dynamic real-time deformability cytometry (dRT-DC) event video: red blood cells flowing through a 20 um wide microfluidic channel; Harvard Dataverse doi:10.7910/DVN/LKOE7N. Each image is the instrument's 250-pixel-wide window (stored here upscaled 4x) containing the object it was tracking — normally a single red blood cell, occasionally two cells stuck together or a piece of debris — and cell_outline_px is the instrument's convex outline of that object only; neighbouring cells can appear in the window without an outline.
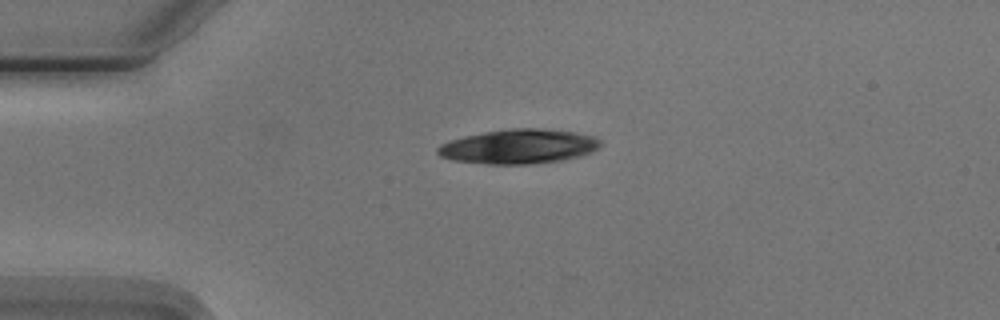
{"species": "Egyptian fruit bat (a non-hibernating species)", "species_latin": "Rousettus aegyptiacus", "temperature_condition": "cold", "stored_images_in_passage": 2, "camera_frame_rate_fps": 3000, "um_per_image_px": 0.085, "animal": {"sex": "male"}, "frame": {"image": 1, "passage_image": 1, "time_ms": 0.0, "image_size_px": [1000, 320], "cell_outline_px": [[600, 144], [592, 152], [580, 156], [560, 160], [528, 164], [488, 164], [452, 160], [440, 156], [436, 152], [436, 148], [440, 144], [464, 136], [484, 132], [508, 128], [544, 128], [576, 132], [596, 136], [600, 140]], "centroid_in_image_um": [44.09, 12.44], "position_along_channel_um": 40.9, "area_um2": 32.77}}